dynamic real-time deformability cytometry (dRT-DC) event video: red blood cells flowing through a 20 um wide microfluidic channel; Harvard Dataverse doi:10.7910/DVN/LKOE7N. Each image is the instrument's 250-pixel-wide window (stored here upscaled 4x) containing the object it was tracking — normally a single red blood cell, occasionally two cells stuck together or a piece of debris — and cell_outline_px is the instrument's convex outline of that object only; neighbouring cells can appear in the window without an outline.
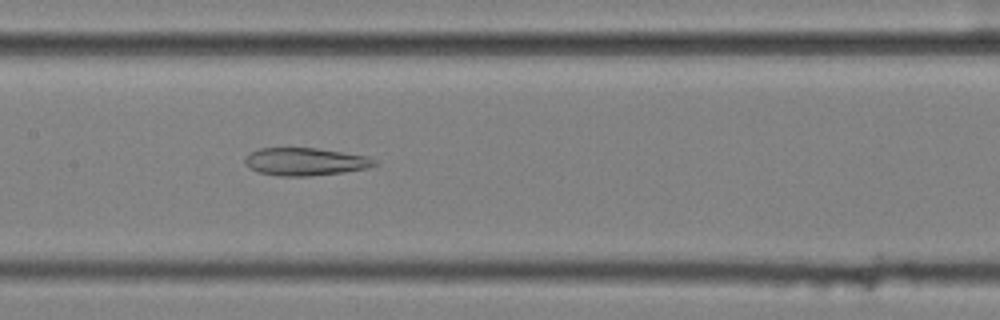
{"species": "common noctule bat (a hibernating species)", "species_latin": "Nyctalus noctula", "temperature_condition": "cold", "stored_images_in_passage": 41, "camera_frame_rate_fps": 3000, "um_per_image_px": 0.085, "animal": {"sex": "female", "body_mass_g": 25.1}, "frame": {"image": 1, "passage_image": 12, "time_ms": 3.667, "image_size_px": [1000, 320], "cell_outline_px": [[376, 164], [368, 168], [344, 172], [308, 176], [280, 176], [256, 172], [248, 168], [244, 164], [244, 160], [252, 152], [260, 148], [316, 148], [368, 156], [376, 160]], "centroid_in_image_um": [25.93, 13.75], "position_along_channel_um": 181.5, "area_um2": 20.92}}
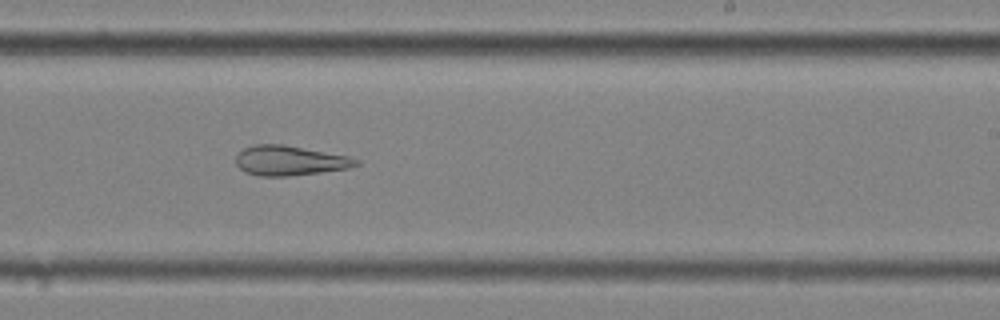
{"frame": {"image": 2, "passage_image": 19, "time_ms": 6.0, "image_size_px": [1000, 320], "cell_outline_px": [[360, 164], [348, 168], [320, 172], [288, 176], [260, 176], [244, 172], [236, 164], [236, 156], [244, 148], [252, 144], [284, 144], [348, 156], [360, 160]], "centroid_in_image_um": [24.61, 13.64], "position_along_channel_um": 264.4, "area_um2": 20.87}}
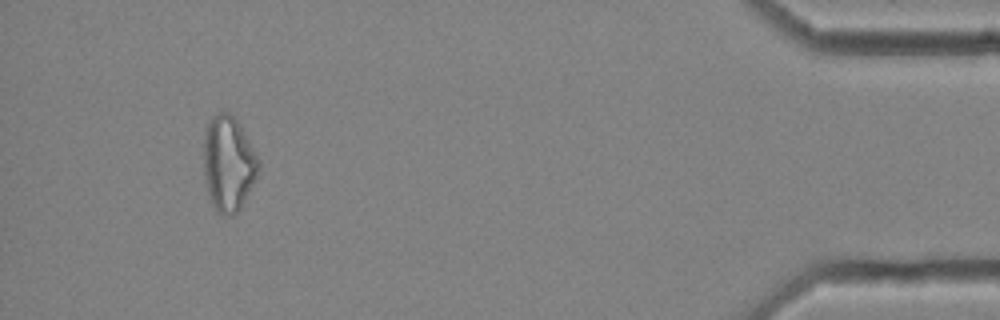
{"frame": {"image": 3, "passage_image": 37, "time_ms": 12.0, "image_size_px": [1000, 320], "cell_outline_px": [[260, 168], [240, 208], [232, 216], [228, 216], [220, 212], [212, 204], [208, 192], [204, 176], [204, 140], [208, 124], [212, 116], [220, 112], [228, 112], [236, 120], [260, 160]], "centroid_in_image_um": [19.41, 13.9], "position_along_channel_um": 415.8, "area_um2": 29.77}, "authors_computed_cell_mechanics": {"area_um2": 24.3916, "velocity_mm_per_s": 3.5618, "shape_relaxation_time_tau1_ms": null, "shape_relaxation_time_tau2_ms": 5.4486, "deformation_change_tau1": null, "deformation_change_tau2": 0.1702}}